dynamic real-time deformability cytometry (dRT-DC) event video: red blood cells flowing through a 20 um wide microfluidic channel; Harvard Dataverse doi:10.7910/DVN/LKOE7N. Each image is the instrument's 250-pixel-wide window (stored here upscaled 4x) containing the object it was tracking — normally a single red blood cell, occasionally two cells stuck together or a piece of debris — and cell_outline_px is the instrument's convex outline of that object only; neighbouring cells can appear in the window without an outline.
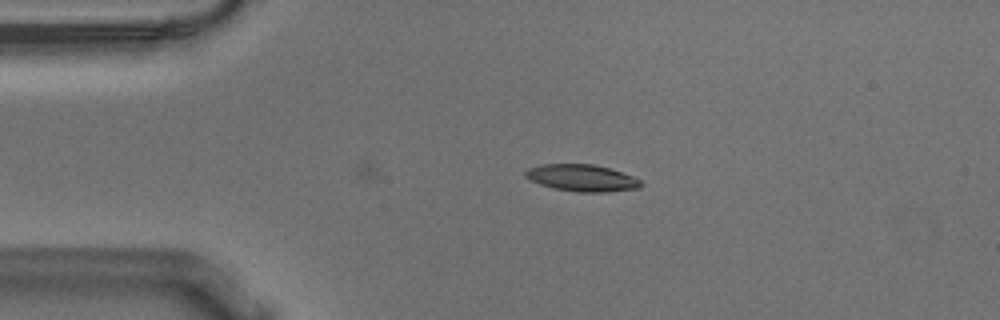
{"species": "Egyptian fruit bat (a non-hibernating species)", "species_latin": "Rousettus aegyptiacus", "temperature_condition": "warm", "stored_images_in_passage": 11, "camera_frame_rate_fps": 3000, "um_per_image_px": 0.085, "animal": {"sex": "male"}, "frame": {"image": 1, "passage_image": 1, "time_ms": 0.0, "image_size_px": [1000, 320], "cell_outline_px": [[644, 184], [640, 188], [604, 192], [576, 192], [552, 188], [528, 180], [524, 176], [524, 172], [528, 168], [540, 164], [592, 164], [608, 168], [632, 176], [640, 180]], "centroid_in_image_um": [49.42, 15.13], "position_along_channel_um": 35.6, "area_um2": 18.15}}
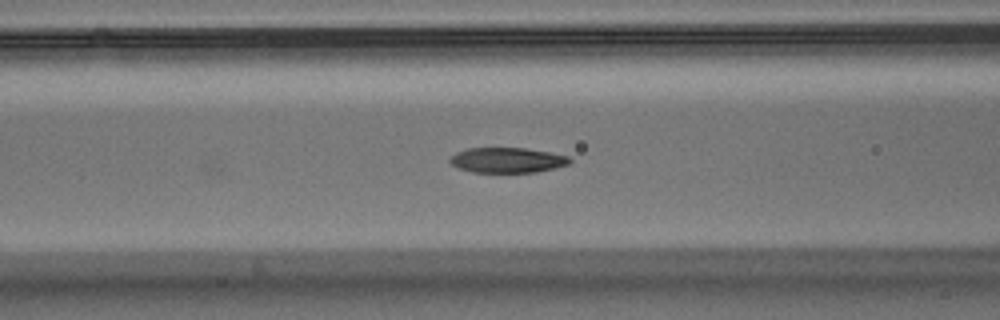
{"frame": {"image": 2, "passage_image": 11, "time_ms": 3.333, "image_size_px": [1000, 320], "cell_outline_px": [[572, 160], [568, 164], [556, 168], [536, 172], [472, 172], [456, 168], [448, 160], [456, 152], [468, 148], [524, 148], [548, 152], [568, 156]], "centroid_in_image_um": [43.1, 13.61], "position_along_channel_um": 123.5, "area_um2": 17.57}}